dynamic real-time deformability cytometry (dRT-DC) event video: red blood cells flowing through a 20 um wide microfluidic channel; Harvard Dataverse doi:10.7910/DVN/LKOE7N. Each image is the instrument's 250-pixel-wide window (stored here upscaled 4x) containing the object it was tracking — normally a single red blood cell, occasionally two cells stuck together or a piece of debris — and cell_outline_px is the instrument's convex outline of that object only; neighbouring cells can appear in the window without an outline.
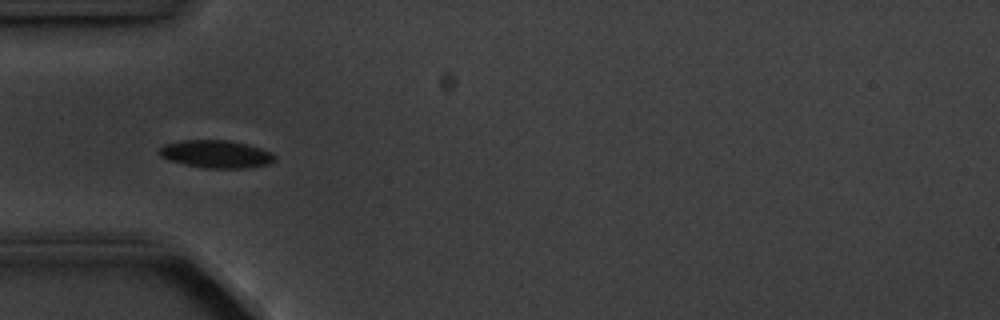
{"species": "common noctule bat (a hibernating species)", "species_latin": "Nyctalus noctula", "temperature_condition": "cold", "stored_images_in_passage": 12, "camera_frame_rate_fps": 3000, "um_per_image_px": 0.085, "animal": {"sex": "male", "body_mass_g": 20.1, "forearm_length_mm": 53.5}, "frame": {"image": 1, "passage_image": 4, "time_ms": 4.333, "image_size_px": [1000, 320], "cell_outline_px": [[276, 160], [268, 164], [244, 168], [204, 168], [184, 164], [168, 160], [160, 156], [160, 148], [164, 144], [184, 140], [228, 140], [248, 144], [272, 152], [276, 156]], "centroid_in_image_um": [18.39, 13.09], "position_along_channel_um": 66.6, "area_um2": 18.67}}
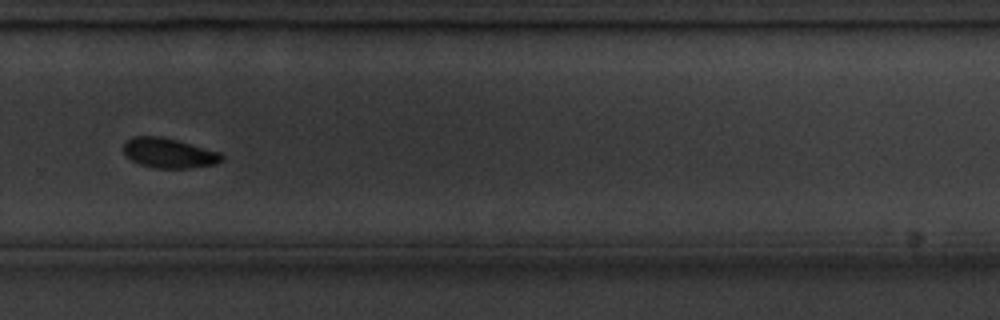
{"frame": {"image": 2, "passage_image": 10, "time_ms": 11.333, "image_size_px": [1000, 320], "cell_outline_px": [[224, 160], [216, 164], [188, 168], [156, 168], [140, 164], [124, 156], [124, 144], [132, 136], [160, 136], [224, 152]], "centroid_in_image_um": [14.41, 13.01], "position_along_channel_um": 315.4, "area_um2": 17.28}, "authors_computed_cell_mechanics": {"area_um2": 18.5827, "velocity_mm_per_s": 3.5678, "shape_relaxation_time_tau1_ms": 1.4823, "shape_relaxation_time_tau2_ms": null, "deformation_change_tau1": 0.0518, "deformation_change_tau2": null}}